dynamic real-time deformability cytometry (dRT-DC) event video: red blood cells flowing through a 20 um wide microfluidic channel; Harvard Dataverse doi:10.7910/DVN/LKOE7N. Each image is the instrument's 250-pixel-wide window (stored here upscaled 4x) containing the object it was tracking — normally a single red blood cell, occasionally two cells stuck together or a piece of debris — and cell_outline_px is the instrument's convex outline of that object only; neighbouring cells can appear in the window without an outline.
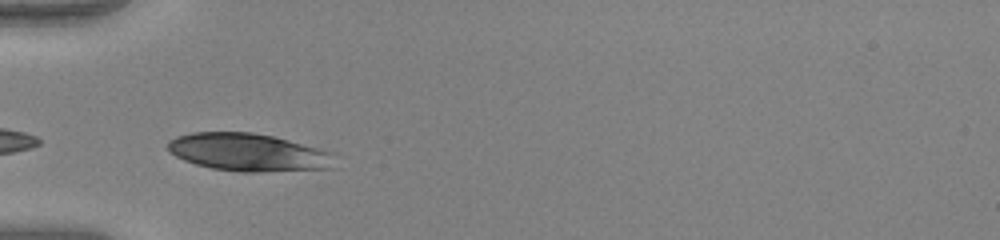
{"species": "human", "species_latin": "Homo sapiens", "temperature_condition": "warm", "stored_images_in_passage": 10, "camera_frame_rate_fps": 3000, "um_per_image_px": 0.085, "donor": {"sex": "female"}, "frame": {"image": 1, "passage_image": 1, "time_ms": 0.0, "image_size_px": [1000, 240], "cell_outline_px": [[340, 168], [260, 172], [240, 172], [212, 168], [196, 164], [184, 160], [176, 156], [168, 148], [168, 140], [176, 136], [192, 132], [252, 132], [272, 136], [288, 140], [316, 148], [328, 152]], "centroid_in_image_um": [21.11, 12.96], "position_along_channel_um": 63.9, "area_um2": 36.65}}
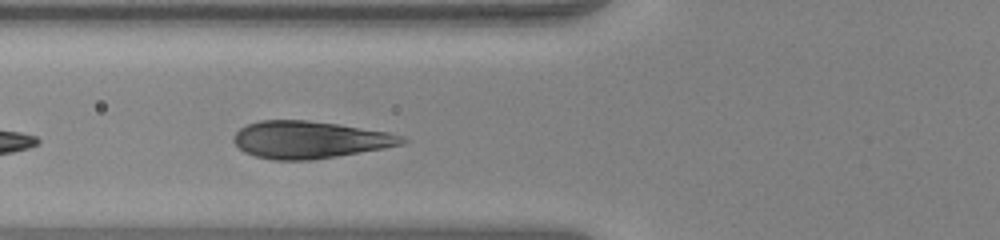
{"frame": {"image": 2, "passage_image": 4, "time_ms": 1.0, "image_size_px": [1000, 240], "cell_outline_px": [[408, 140], [404, 144], [384, 148], [336, 156], [308, 160], [276, 160], [256, 156], [244, 152], [232, 140], [232, 136], [240, 128], [248, 124], [260, 120], [308, 120], [336, 124], [388, 132], [404, 136]], "centroid_in_image_um": [26.31, 11.87], "position_along_channel_um": 99.5, "area_um2": 36.36}}
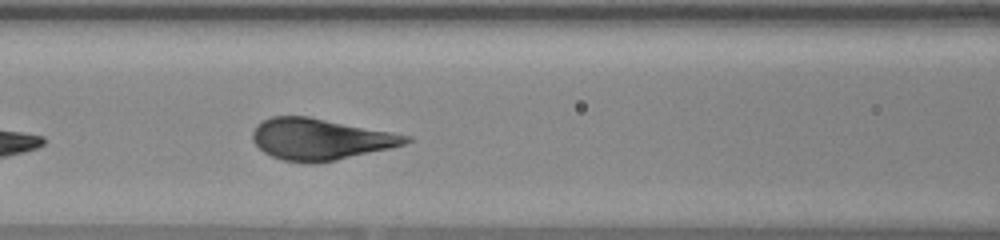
{"frame": {"image": 3, "passage_image": 7, "time_ms": 2.0, "image_size_px": [1000, 240], "cell_outline_px": [[412, 140], [404, 144], [388, 148], [336, 160], [316, 164], [304, 164], [284, 160], [272, 156], [264, 152], [252, 140], [252, 132], [256, 124], [272, 116], [308, 116], [392, 132], [412, 136]], "centroid_in_image_um": [27.19, 11.83], "position_along_channel_um": 139.4, "area_um2": 36.88}}